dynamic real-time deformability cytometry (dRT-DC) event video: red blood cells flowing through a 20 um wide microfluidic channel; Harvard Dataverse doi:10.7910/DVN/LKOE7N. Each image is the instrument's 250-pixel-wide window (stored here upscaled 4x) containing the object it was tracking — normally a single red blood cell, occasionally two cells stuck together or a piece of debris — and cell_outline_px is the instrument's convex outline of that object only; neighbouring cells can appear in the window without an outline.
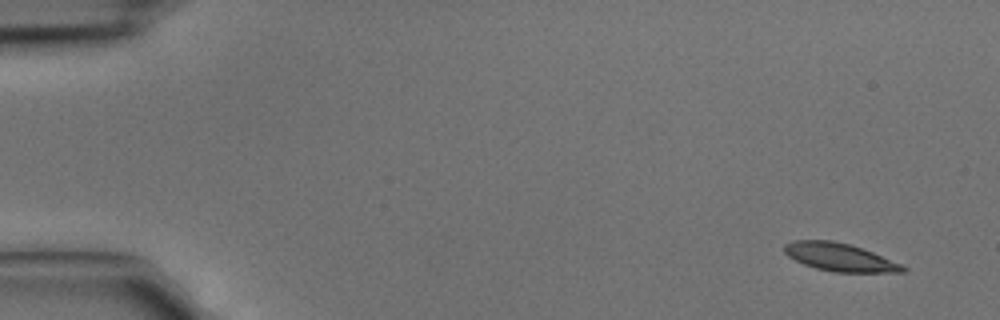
{"species": "common noctule bat (a hibernating species)", "species_latin": "Nyctalus noctula", "temperature_condition": "cold", "stored_images_in_passage": 4, "camera_frame_rate_fps": 3000, "um_per_image_px": 0.085, "animal": {"sex": "male", "body_mass_g": 15.6}, "frame": {"image": 1, "passage_image": 1, "time_ms": 0.0, "image_size_px": [1000, 320], "cell_outline_px": [[908, 268], [904, 272], [832, 272], [816, 268], [804, 264], [788, 256], [784, 252], [784, 244], [792, 240], [832, 240], [848, 244], [872, 252], [904, 264]], "centroid_in_image_um": [71.39, 21.86], "position_along_channel_um": 13.6, "area_um2": 19.31}}
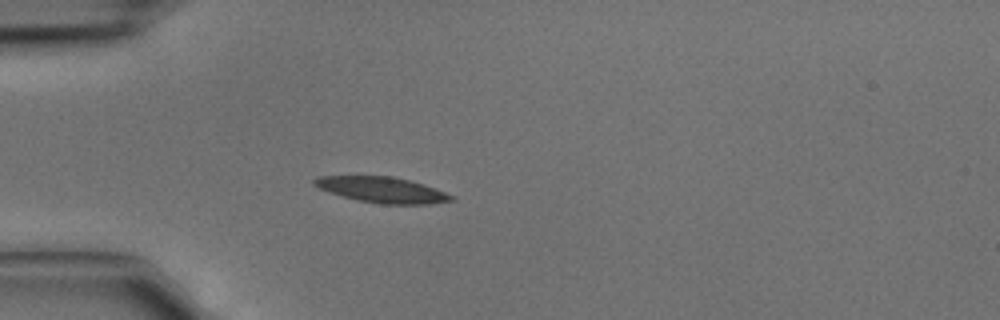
{"frame": {"image": 2, "passage_image": 4, "time_ms": 1.0, "image_size_px": [1000, 320], "cell_outline_px": [[456, 200], [428, 204], [380, 204], [360, 200], [344, 196], [320, 188], [312, 184], [312, 180], [320, 176], [392, 176], [424, 184], [456, 196]], "centroid_in_image_um": [32.54, 16.13], "position_along_channel_um": 52.5, "area_um2": 20.35}}